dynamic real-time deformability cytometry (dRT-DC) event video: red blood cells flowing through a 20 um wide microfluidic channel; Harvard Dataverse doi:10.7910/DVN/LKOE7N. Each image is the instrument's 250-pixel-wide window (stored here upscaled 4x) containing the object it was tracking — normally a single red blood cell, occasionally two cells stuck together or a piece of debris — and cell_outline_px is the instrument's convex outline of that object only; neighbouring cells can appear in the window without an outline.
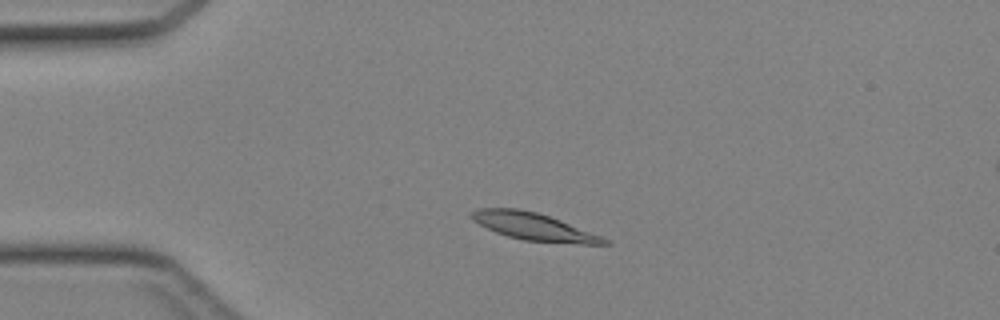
{"species": "Egyptian fruit bat (a non-hibernating species)", "species_latin": "Rousettus aegyptiacus", "temperature_condition": "cold", "stored_images_in_passage": 41, "camera_frame_rate_fps": 3000, "um_per_image_px": 0.085, "animal": {"sex": "female"}, "frame": {"image": 1, "passage_image": 7, "time_ms": 2.0, "image_size_px": [1000, 320], "cell_outline_px": [[612, 244], [580, 244], [524, 240], [508, 236], [496, 232], [472, 220], [468, 216], [472, 212], [480, 208], [516, 208], [536, 212], [560, 220], [600, 236], [608, 240]], "centroid_in_image_um": [45.34, 19.26], "position_along_channel_um": 39.7, "area_um2": 20.75}}
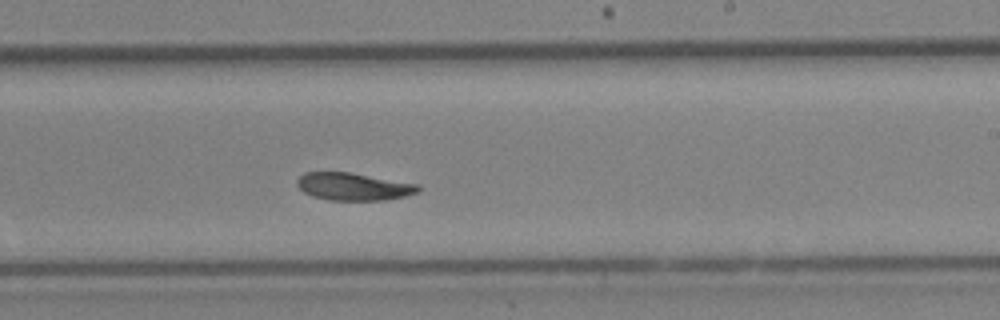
{"frame": {"image": 2, "passage_image": 24, "time_ms": 7.667, "image_size_px": [1000, 320], "cell_outline_px": [[420, 192], [404, 196], [384, 200], [328, 200], [312, 196], [304, 192], [296, 184], [296, 180], [304, 172], [352, 172], [420, 184]], "centroid_in_image_um": [30.07, 15.85], "position_along_channel_um": 258.9, "area_um2": 19.65}}
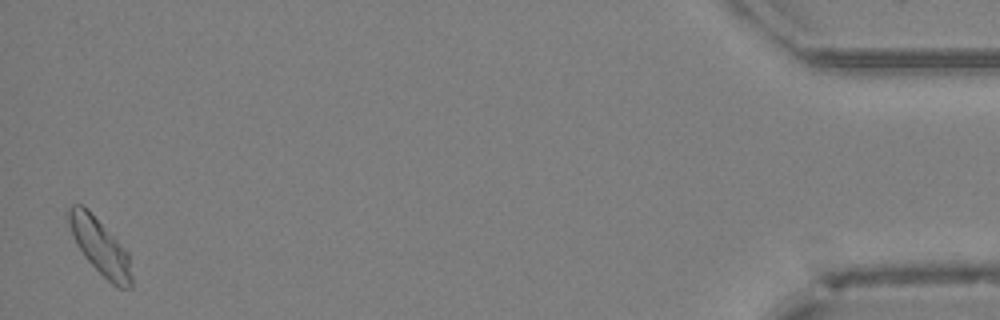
{"frame": {"image": 3, "passage_image": 41, "time_ms": 13.333, "image_size_px": [1000, 320], "cell_outline_px": [[132, 288], [120, 288], [112, 284], [84, 256], [72, 236], [64, 216], [68, 208], [72, 204], [80, 204], [88, 208], [128, 252], [132, 276]], "centroid_in_image_um": [8.46, 20.9], "position_along_channel_um": 426.7, "area_um2": 20.63}}